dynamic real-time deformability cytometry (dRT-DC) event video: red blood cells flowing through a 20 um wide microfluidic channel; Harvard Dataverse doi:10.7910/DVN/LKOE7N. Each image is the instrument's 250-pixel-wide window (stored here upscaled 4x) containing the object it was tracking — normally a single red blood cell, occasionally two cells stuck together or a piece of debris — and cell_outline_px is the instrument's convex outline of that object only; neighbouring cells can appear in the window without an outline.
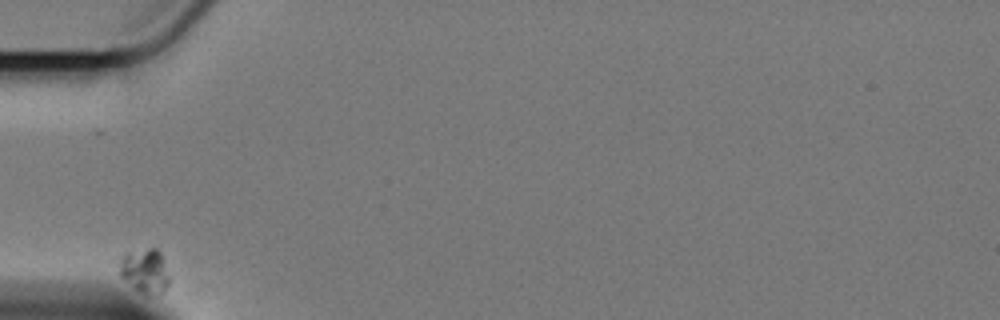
{"species": "Egyptian fruit bat (a non-hibernating species)", "species_latin": "Rousettus aegyptiacus", "temperature_condition": "cold", "stored_images_in_passage": 43, "camera_frame_rate_fps": 3000, "um_per_image_px": 0.085, "animal": {"sex": "female"}, "frame": {"image": 1, "passage_image": 1, "time_ms": 0.0, "image_size_px": [1000, 320], "cell_outline_px": [[168, 288], [160, 296], [148, 296], [140, 292], [120, 276], [120, 260], [128, 252], [148, 248], [156, 248], [160, 252], [164, 260], [168, 276]], "centroid_in_image_um": [12.36, 23.07], "position_along_channel_um": 72.6, "area_um2": 12.95}}
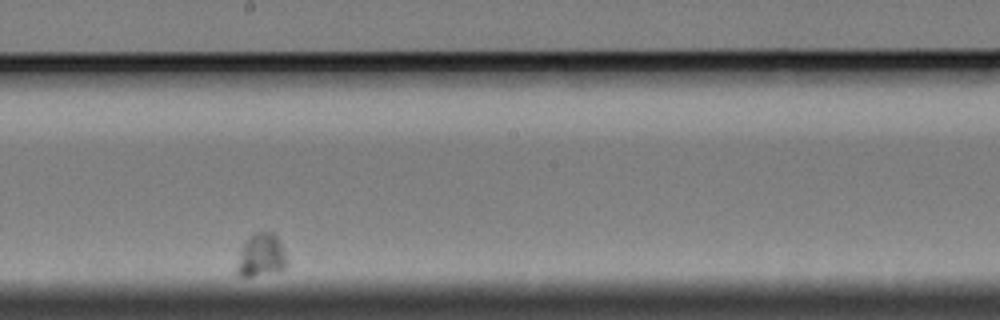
{"frame": {"image": 2, "passage_image": 25, "time_ms": 8.0, "image_size_px": [1000, 320], "cell_outline_px": [[288, 264], [284, 268], [276, 272], [252, 276], [236, 276], [236, 268], [240, 252], [244, 240], [256, 232], [272, 232], [276, 236], [284, 252]], "centroid_in_image_um": [22.17, 21.72], "position_along_channel_um": 226.0, "area_um2": 12.48}}
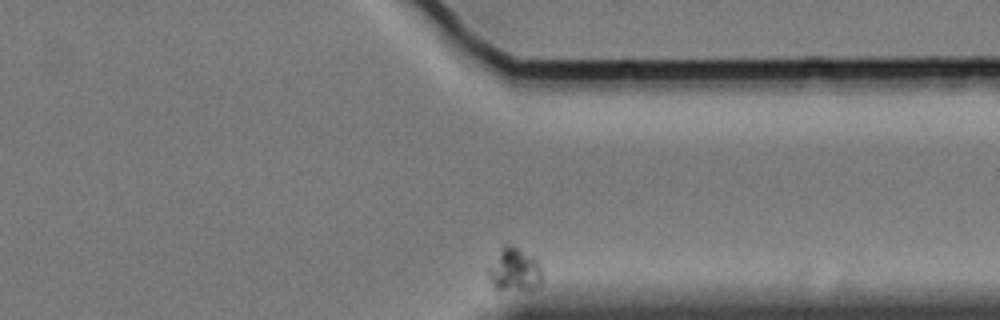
{"frame": {"image": 3, "passage_image": 43, "time_ms": 14.0, "image_size_px": [1000, 320], "cell_outline_px": [[544, 280], [536, 288], [496, 288], [492, 284], [488, 276], [488, 268], [504, 244], [508, 244], [516, 248], [536, 260], [540, 264], [544, 276]], "centroid_in_image_um": [43.76, 22.93], "position_along_channel_um": 367.6, "area_um2": 13.06}}